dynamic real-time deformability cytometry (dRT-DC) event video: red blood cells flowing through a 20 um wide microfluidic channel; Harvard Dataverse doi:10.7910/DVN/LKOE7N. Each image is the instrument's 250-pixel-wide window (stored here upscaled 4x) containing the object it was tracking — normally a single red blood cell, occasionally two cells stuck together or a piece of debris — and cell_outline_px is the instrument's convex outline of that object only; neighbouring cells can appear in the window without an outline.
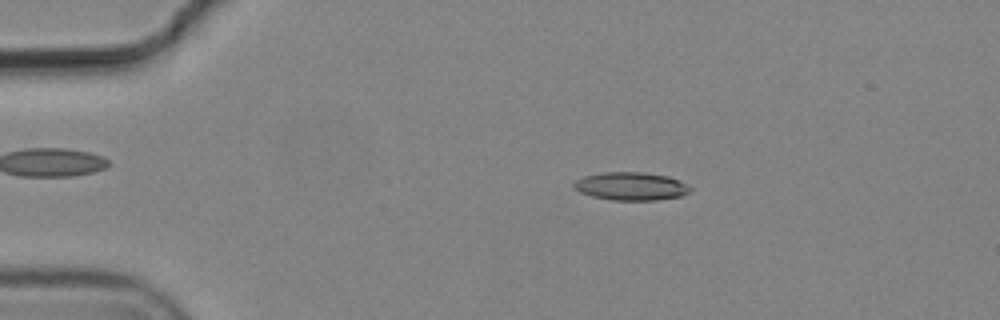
{"species": "common noctule bat (a hibernating species)", "species_latin": "Nyctalus noctula", "temperature_condition": "cold", "stored_images_in_passage": 4, "camera_frame_rate_fps": 3000, "um_per_image_px": 0.085, "animal": {"sex": "male", "body_mass_g": 19.2, "forearm_length_mm": 51.8}, "frame": {"image": 1, "passage_image": 3, "time_ms": 0.667, "image_size_px": [1000, 320], "cell_outline_px": [[692, 188], [688, 192], [680, 196], [656, 200], [612, 200], [592, 196], [580, 192], [572, 188], [572, 184], [576, 180], [584, 176], [604, 172], [644, 172], [668, 176], [680, 180]], "centroid_in_image_um": [53.61, 15.82], "position_along_channel_um": 31.4, "area_um2": 19.07}}